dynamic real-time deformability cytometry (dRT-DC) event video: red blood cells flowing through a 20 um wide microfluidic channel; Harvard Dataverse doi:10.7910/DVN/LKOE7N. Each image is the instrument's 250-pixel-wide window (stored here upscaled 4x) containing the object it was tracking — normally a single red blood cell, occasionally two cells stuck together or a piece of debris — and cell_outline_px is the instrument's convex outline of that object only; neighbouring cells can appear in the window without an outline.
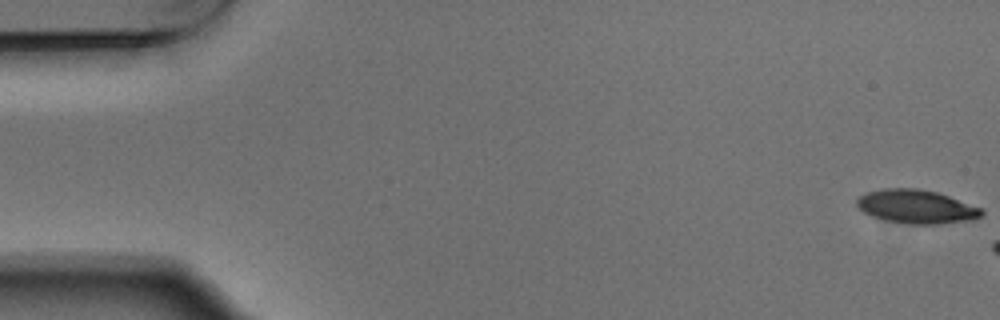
{"species": "Egyptian fruit bat (a non-hibernating species)", "species_latin": "Rousettus aegyptiacus", "temperature_condition": "warm", "stored_images_in_passage": 3, "camera_frame_rate_fps": 3000, "um_per_image_px": 0.085, "animal": {"sex": "male"}, "frame": {"image": 1, "passage_image": 1, "time_ms": 0.0, "image_size_px": [1000, 320], "cell_outline_px": [[984, 212], [980, 216], [972, 220], [936, 224], [912, 224], [888, 220], [872, 216], [864, 212], [856, 204], [856, 200], [860, 196], [868, 192], [884, 188], [916, 188], [936, 192], [948, 196], [980, 208]], "centroid_in_image_um": [77.88, 17.56], "position_along_channel_um": 7.1, "area_um2": 24.04}}